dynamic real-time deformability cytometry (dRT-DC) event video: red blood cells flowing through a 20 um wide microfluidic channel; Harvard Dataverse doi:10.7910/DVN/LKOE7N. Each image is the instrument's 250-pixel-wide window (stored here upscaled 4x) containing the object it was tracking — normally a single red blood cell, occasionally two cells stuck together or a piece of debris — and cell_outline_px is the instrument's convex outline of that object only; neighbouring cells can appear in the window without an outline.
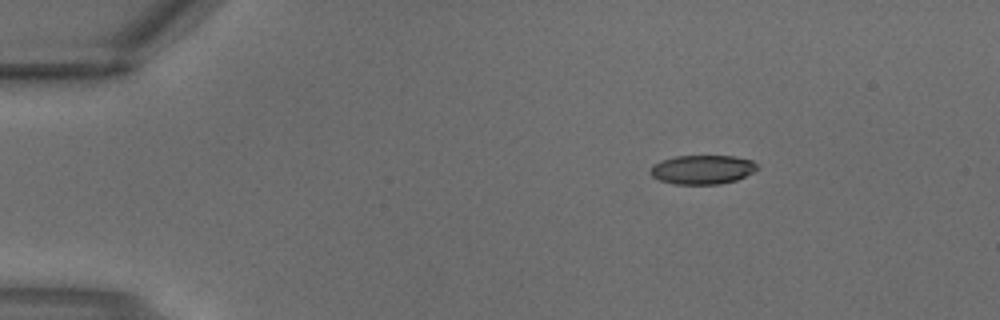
{"species": "common noctule bat (a hibernating species)", "species_latin": "Nyctalus noctula", "temperature_condition": "warm", "stored_images_in_passage": 1, "camera_frame_rate_fps": 3000, "um_per_image_px": 0.085, "animal": {"sex": "male", "body_mass_g": 18.8}, "frame": {"image": 1, "passage_image": 1, "time_ms": 0.0, "image_size_px": [1000, 320], "cell_outline_px": [[760, 168], [736, 180], [720, 184], [672, 184], [660, 180], [652, 176], [652, 164], [660, 160], [676, 156], [736, 156], [752, 160]], "centroid_in_image_um": [59.71, 14.41], "position_along_channel_um": 25.3, "area_um2": 18.09}}